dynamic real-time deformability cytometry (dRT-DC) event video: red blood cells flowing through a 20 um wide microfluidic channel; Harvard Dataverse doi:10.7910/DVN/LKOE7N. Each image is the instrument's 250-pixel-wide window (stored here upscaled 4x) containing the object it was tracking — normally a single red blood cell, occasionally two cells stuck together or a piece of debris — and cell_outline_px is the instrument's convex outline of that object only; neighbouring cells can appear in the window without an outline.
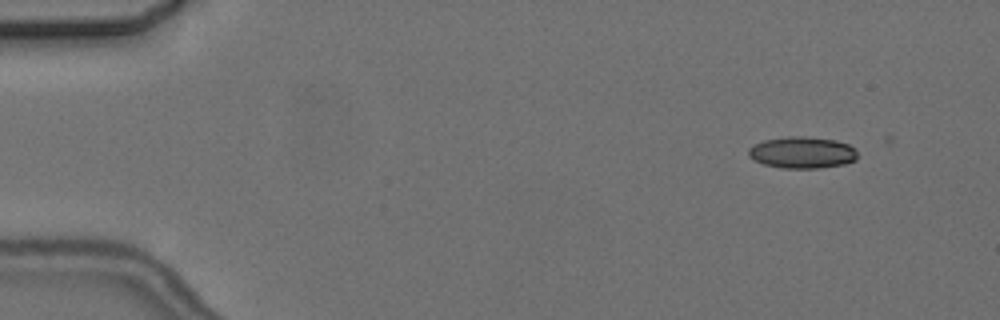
{"species": "common noctule bat (a hibernating species)", "species_latin": "Nyctalus noctula", "temperature_condition": "cold", "stored_images_in_passage": 5, "camera_frame_rate_fps": 3000, "um_per_image_px": 0.085, "animal": {"sex": "female", "body_mass_g": 24.6, "forearm_length_mm": 56.2}, "frame": {"image": 1, "passage_image": 2, "time_ms": 1.0, "image_size_px": [1000, 320], "cell_outline_px": [[856, 160], [844, 164], [820, 168], [784, 168], [764, 164], [752, 160], [748, 156], [748, 148], [752, 144], [764, 140], [788, 136], [804, 136], [836, 140], [848, 144], [856, 148]], "centroid_in_image_um": [68.16, 12.96], "position_along_channel_um": 16.8, "area_um2": 20.29}}